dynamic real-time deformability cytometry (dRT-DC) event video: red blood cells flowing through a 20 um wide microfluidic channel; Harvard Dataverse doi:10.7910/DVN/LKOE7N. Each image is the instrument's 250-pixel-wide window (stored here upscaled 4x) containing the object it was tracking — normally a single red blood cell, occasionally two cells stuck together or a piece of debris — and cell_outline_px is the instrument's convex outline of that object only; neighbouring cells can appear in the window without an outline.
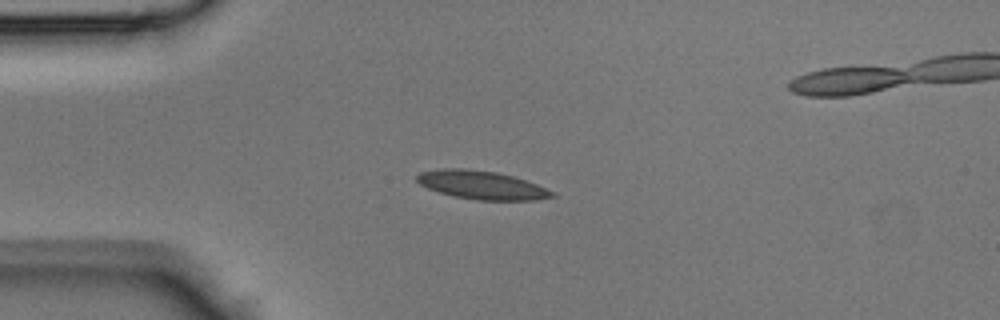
{"species": "Egyptian fruit bat (a non-hibernating species)", "species_latin": "Rousettus aegyptiacus", "temperature_condition": "room temperature", "stored_images_in_passage": 30, "camera_frame_rate_fps": 3000, "um_per_image_px": 0.085, "animal": {"sex": "male"}, "frame": {"image": 1, "passage_image": 1, "time_ms": 0.0, "image_size_px": [1000, 320], "cell_outline_px": [[556, 196], [536, 200], [476, 200], [452, 196], [428, 188], [420, 184], [416, 180], [416, 176], [420, 172], [440, 168], [464, 168], [496, 172], [512, 176], [536, 184], [556, 192]], "centroid_in_image_um": [40.94, 15.73], "position_along_channel_um": 44.1, "area_um2": 22.43}}
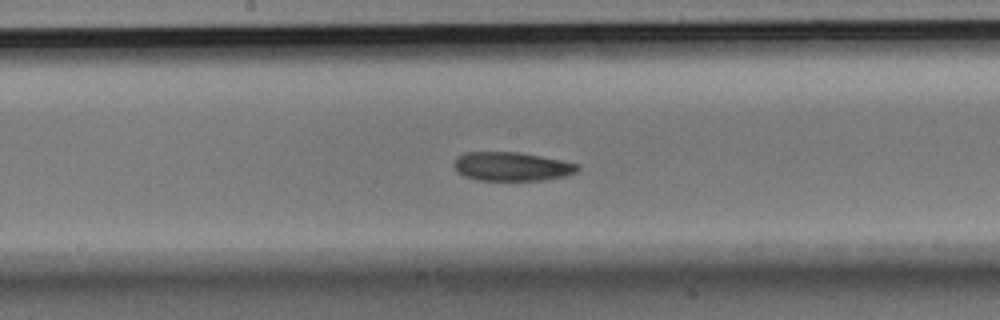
{"frame": {"image": 2, "passage_image": 13, "time_ms": 4.0, "image_size_px": [1000, 320], "cell_outline_px": [[580, 168], [576, 172], [564, 176], [540, 180], [476, 180], [464, 176], [456, 172], [456, 156], [464, 152], [520, 152], [580, 164]], "centroid_in_image_um": [43.49, 14.15], "position_along_channel_um": 204.7, "area_um2": 20.69}}
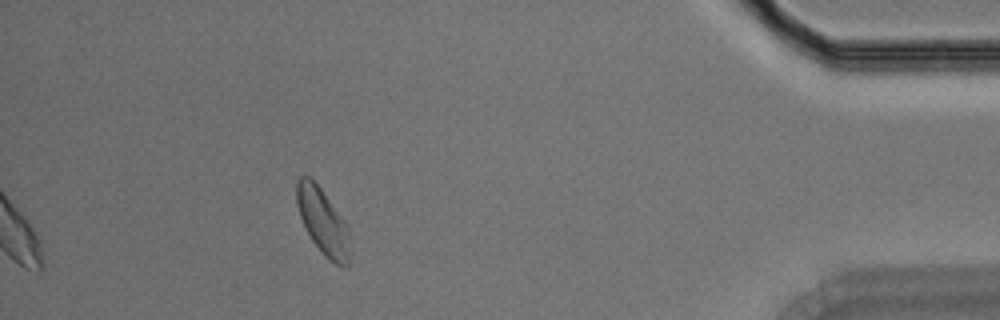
{"frame": {"image": 3, "passage_image": 30, "time_ms": 9.667, "image_size_px": [1000, 320], "cell_outline_px": [[348, 264], [336, 264], [328, 260], [324, 256], [312, 240], [300, 216], [296, 204], [296, 180], [300, 176], [308, 176], [320, 188], [348, 224]], "centroid_in_image_um": [27.41, 18.79], "position_along_channel_um": 407.8, "area_um2": 20.06}}